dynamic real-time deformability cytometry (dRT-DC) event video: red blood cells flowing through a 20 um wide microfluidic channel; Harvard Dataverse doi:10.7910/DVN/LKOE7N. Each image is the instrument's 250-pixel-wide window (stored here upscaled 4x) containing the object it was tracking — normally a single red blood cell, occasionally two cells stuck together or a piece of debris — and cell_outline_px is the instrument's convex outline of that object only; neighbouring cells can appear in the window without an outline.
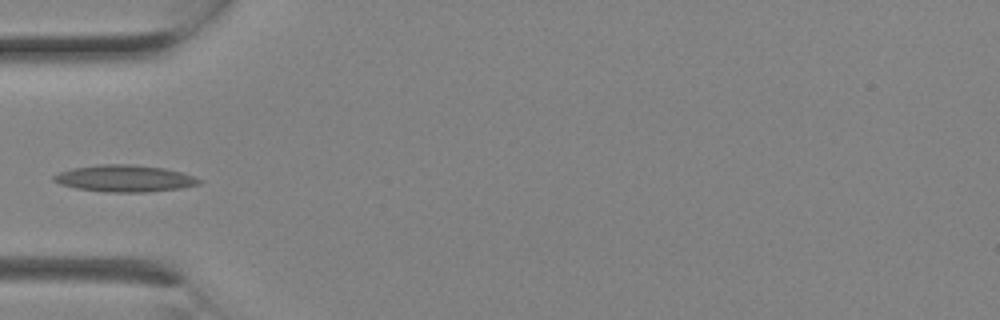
{"species": "Egyptian fruit bat (a non-hibernating species)", "species_latin": "Rousettus aegyptiacus", "temperature_condition": "room temperature", "stored_images_in_passage": 3, "camera_frame_rate_fps": 3000, "um_per_image_px": 0.085, "animal": {"sex": "female"}, "frame": {"image": 1, "passage_image": 3, "time_ms": 0.667, "image_size_px": [1000, 320], "cell_outline_px": [[204, 180], [200, 184], [180, 188], [144, 192], [104, 192], [76, 188], [60, 184], [52, 180], [52, 176], [60, 172], [72, 168], [100, 164], [136, 164], [164, 168], [180, 172]], "centroid_in_image_um": [10.58, 15.16], "position_along_channel_um": 74.4, "area_um2": 22.72}}